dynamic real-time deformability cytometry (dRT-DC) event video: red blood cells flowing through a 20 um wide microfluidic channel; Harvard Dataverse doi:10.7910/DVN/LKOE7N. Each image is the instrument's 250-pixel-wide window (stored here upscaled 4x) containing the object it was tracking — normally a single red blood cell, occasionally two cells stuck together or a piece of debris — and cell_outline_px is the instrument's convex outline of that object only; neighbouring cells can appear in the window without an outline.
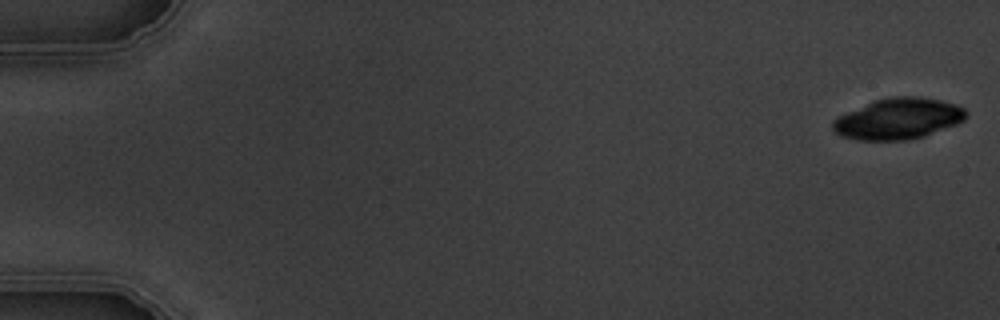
{"species": "common noctule bat (a hibernating species)", "species_latin": "Nyctalus noctula", "temperature_condition": "warm", "stored_images_in_passage": 5, "camera_frame_rate_fps": 3000, "um_per_image_px": 0.085, "animal": {"sex": "male", "body_mass_g": 19.5, "forearm_length_mm": 54.6}, "frame": {"image": 1, "passage_image": 1, "time_ms": 0.0, "image_size_px": [1000, 320], "cell_outline_px": [[968, 116], [964, 120], [956, 124], [924, 136], [908, 140], [856, 140], [840, 136], [832, 128], [832, 120], [848, 112], [876, 100], [892, 96], [916, 96], [940, 100], [956, 104], [964, 108], [968, 112]], "centroid_in_image_um": [76.38, 10.1], "position_along_channel_um": 8.6, "area_um2": 31.73}}